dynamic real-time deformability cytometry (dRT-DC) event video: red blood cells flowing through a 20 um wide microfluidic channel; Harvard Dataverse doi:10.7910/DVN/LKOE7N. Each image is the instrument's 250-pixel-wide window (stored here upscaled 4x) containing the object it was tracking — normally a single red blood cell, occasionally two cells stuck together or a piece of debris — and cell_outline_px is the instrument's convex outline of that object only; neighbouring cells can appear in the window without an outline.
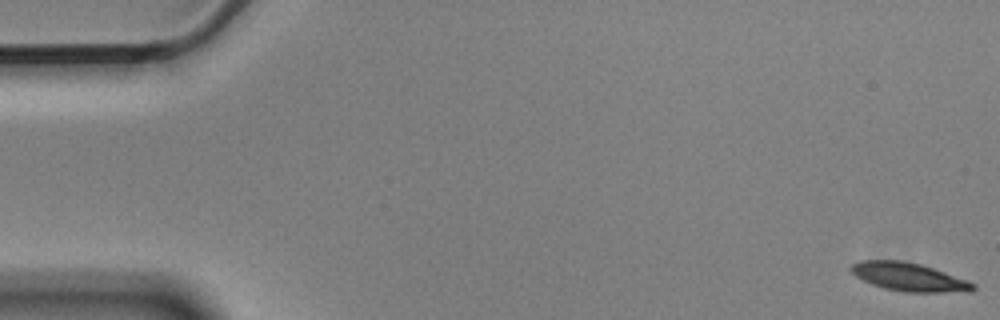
{"species": "Egyptian fruit bat (a non-hibernating species)", "species_latin": "Rousettus aegyptiacus", "temperature_condition": "cold", "stored_images_in_passage": 56, "camera_frame_rate_fps": 3000, "um_per_image_px": 0.085, "animal": {"sex": "male"}, "frame": {"image": 1, "passage_image": 1, "time_ms": 0.0, "image_size_px": [1000, 320], "cell_outline_px": [[976, 288], [972, 292], [904, 292], [884, 288], [872, 284], [856, 276], [848, 268], [852, 264], [860, 260], [900, 260], [920, 264], [944, 272], [976, 284]], "centroid_in_image_um": [77.25, 23.54], "position_along_channel_um": 7.7, "area_um2": 20.06}}
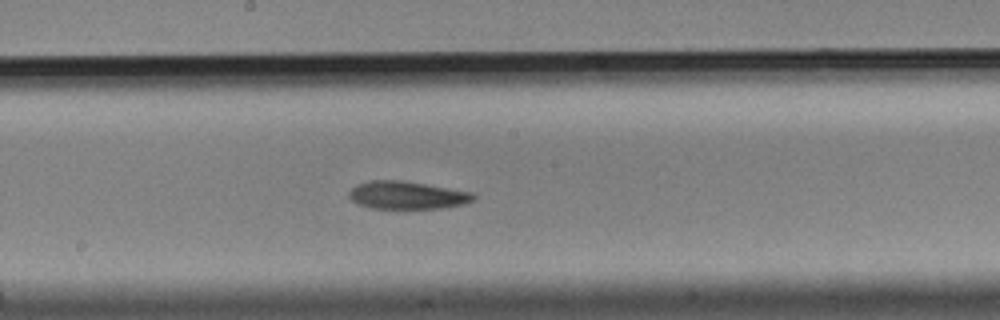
{"frame": {"image": 2, "passage_image": 30, "time_ms": 9.667, "image_size_px": [1000, 320], "cell_outline_px": [[476, 196], [472, 200], [464, 204], [440, 208], [368, 208], [356, 204], [348, 196], [348, 192], [356, 184], [372, 180], [404, 180], [472, 192]], "centroid_in_image_um": [34.55, 16.58], "position_along_channel_um": 213.6, "area_um2": 20.23}}
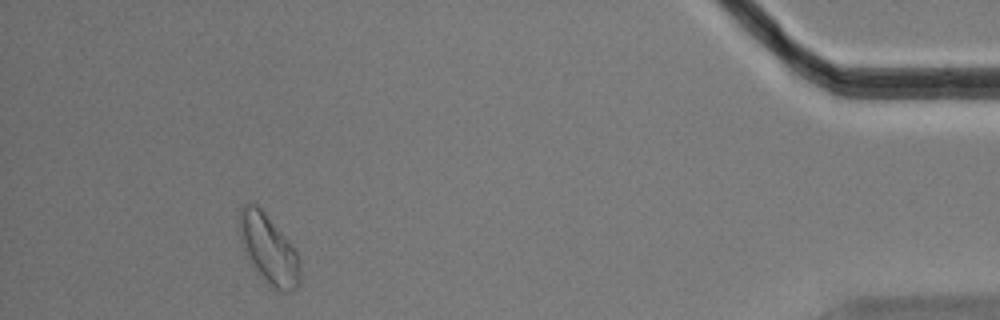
{"frame": {"image": 3, "passage_image": 52, "time_ms": 17.0, "image_size_px": [1000, 320], "cell_outline_px": [[300, 280], [296, 288], [288, 292], [280, 292], [252, 268], [244, 256], [240, 240], [240, 208], [244, 204], [256, 204], [264, 212], [296, 248], [300, 260]], "centroid_in_image_um": [22.84, 21.2], "position_along_channel_um": 412.4, "area_um2": 24.62}, "authors_computed_cell_mechanics": {"area_um2": 20.7502, "velocity_mm_per_s": 3.5503, "shape_relaxation_time_tau1_ms": 5.2972, "shape_relaxation_time_tau2_ms": 9.9521, "deformation_change_tau1": 0.1247, "deformation_change_tau2": 0.1834}}